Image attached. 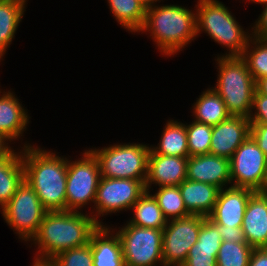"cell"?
I'll return each mask as SVG.
<instances>
[{"instance_id":"18","label":"cell","mask_w":267,"mask_h":266,"mask_svg":"<svg viewBox=\"0 0 267 266\" xmlns=\"http://www.w3.org/2000/svg\"><path fill=\"white\" fill-rule=\"evenodd\" d=\"M222 242L218 228L204 217L197 242L190 248L181 266H217L216 257Z\"/></svg>"},{"instance_id":"11","label":"cell","mask_w":267,"mask_h":266,"mask_svg":"<svg viewBox=\"0 0 267 266\" xmlns=\"http://www.w3.org/2000/svg\"><path fill=\"white\" fill-rule=\"evenodd\" d=\"M203 218L189 215L167 220L162 239L163 266H181L185 262L190 248L197 242Z\"/></svg>"},{"instance_id":"2","label":"cell","mask_w":267,"mask_h":266,"mask_svg":"<svg viewBox=\"0 0 267 266\" xmlns=\"http://www.w3.org/2000/svg\"><path fill=\"white\" fill-rule=\"evenodd\" d=\"M98 227L94 218L81 210L47 211L30 241L38 244L37 256L54 258L60 252L88 244Z\"/></svg>"},{"instance_id":"41","label":"cell","mask_w":267,"mask_h":266,"mask_svg":"<svg viewBox=\"0 0 267 266\" xmlns=\"http://www.w3.org/2000/svg\"><path fill=\"white\" fill-rule=\"evenodd\" d=\"M140 3H142L146 8L152 7L157 1L160 0H138Z\"/></svg>"},{"instance_id":"1","label":"cell","mask_w":267,"mask_h":266,"mask_svg":"<svg viewBox=\"0 0 267 266\" xmlns=\"http://www.w3.org/2000/svg\"><path fill=\"white\" fill-rule=\"evenodd\" d=\"M23 148L24 180L47 211H65L68 159L31 144Z\"/></svg>"},{"instance_id":"32","label":"cell","mask_w":267,"mask_h":266,"mask_svg":"<svg viewBox=\"0 0 267 266\" xmlns=\"http://www.w3.org/2000/svg\"><path fill=\"white\" fill-rule=\"evenodd\" d=\"M53 259L57 266H93L91 244L65 250Z\"/></svg>"},{"instance_id":"36","label":"cell","mask_w":267,"mask_h":266,"mask_svg":"<svg viewBox=\"0 0 267 266\" xmlns=\"http://www.w3.org/2000/svg\"><path fill=\"white\" fill-rule=\"evenodd\" d=\"M264 6L262 14H260L258 21L255 22L254 27H252L253 32L251 34L254 38L261 40H267V4H264Z\"/></svg>"},{"instance_id":"26","label":"cell","mask_w":267,"mask_h":266,"mask_svg":"<svg viewBox=\"0 0 267 266\" xmlns=\"http://www.w3.org/2000/svg\"><path fill=\"white\" fill-rule=\"evenodd\" d=\"M134 217L129 220V224L143 227L164 229L167 219L150 192L146 191L132 206Z\"/></svg>"},{"instance_id":"19","label":"cell","mask_w":267,"mask_h":266,"mask_svg":"<svg viewBox=\"0 0 267 266\" xmlns=\"http://www.w3.org/2000/svg\"><path fill=\"white\" fill-rule=\"evenodd\" d=\"M109 227L99 225L91 234L93 266H125L122 254V245L117 233ZM115 234V235H114Z\"/></svg>"},{"instance_id":"9","label":"cell","mask_w":267,"mask_h":266,"mask_svg":"<svg viewBox=\"0 0 267 266\" xmlns=\"http://www.w3.org/2000/svg\"><path fill=\"white\" fill-rule=\"evenodd\" d=\"M100 177L99 163L90 150L80 160H68L66 210L79 212L84 205L94 203Z\"/></svg>"},{"instance_id":"20","label":"cell","mask_w":267,"mask_h":266,"mask_svg":"<svg viewBox=\"0 0 267 266\" xmlns=\"http://www.w3.org/2000/svg\"><path fill=\"white\" fill-rule=\"evenodd\" d=\"M179 190L191 215L208 217L213 211L220 189L214 185L185 179Z\"/></svg>"},{"instance_id":"29","label":"cell","mask_w":267,"mask_h":266,"mask_svg":"<svg viewBox=\"0 0 267 266\" xmlns=\"http://www.w3.org/2000/svg\"><path fill=\"white\" fill-rule=\"evenodd\" d=\"M241 57L246 61L255 82L267 76V40L251 36Z\"/></svg>"},{"instance_id":"4","label":"cell","mask_w":267,"mask_h":266,"mask_svg":"<svg viewBox=\"0 0 267 266\" xmlns=\"http://www.w3.org/2000/svg\"><path fill=\"white\" fill-rule=\"evenodd\" d=\"M218 79L213 89L223 99L227 111L233 116L249 117L252 112L256 82L246 61L241 56H220Z\"/></svg>"},{"instance_id":"13","label":"cell","mask_w":267,"mask_h":266,"mask_svg":"<svg viewBox=\"0 0 267 266\" xmlns=\"http://www.w3.org/2000/svg\"><path fill=\"white\" fill-rule=\"evenodd\" d=\"M249 188L229 186L219 191L213 211L207 217L214 225L242 227L244 212L250 196Z\"/></svg>"},{"instance_id":"12","label":"cell","mask_w":267,"mask_h":266,"mask_svg":"<svg viewBox=\"0 0 267 266\" xmlns=\"http://www.w3.org/2000/svg\"><path fill=\"white\" fill-rule=\"evenodd\" d=\"M266 166L265 154L249 136L230 158L231 186L259 191L262 188Z\"/></svg>"},{"instance_id":"10","label":"cell","mask_w":267,"mask_h":266,"mask_svg":"<svg viewBox=\"0 0 267 266\" xmlns=\"http://www.w3.org/2000/svg\"><path fill=\"white\" fill-rule=\"evenodd\" d=\"M145 181L100 177L94 202L96 214L92 215L94 220L103 225L97 219L101 214L103 216L116 211L131 210L134 203L146 192Z\"/></svg>"},{"instance_id":"39","label":"cell","mask_w":267,"mask_h":266,"mask_svg":"<svg viewBox=\"0 0 267 266\" xmlns=\"http://www.w3.org/2000/svg\"><path fill=\"white\" fill-rule=\"evenodd\" d=\"M32 266H57L56 261L53 258L38 257L34 258Z\"/></svg>"},{"instance_id":"6","label":"cell","mask_w":267,"mask_h":266,"mask_svg":"<svg viewBox=\"0 0 267 266\" xmlns=\"http://www.w3.org/2000/svg\"><path fill=\"white\" fill-rule=\"evenodd\" d=\"M97 158L101 177L146 180L150 147L144 144H115L90 150Z\"/></svg>"},{"instance_id":"7","label":"cell","mask_w":267,"mask_h":266,"mask_svg":"<svg viewBox=\"0 0 267 266\" xmlns=\"http://www.w3.org/2000/svg\"><path fill=\"white\" fill-rule=\"evenodd\" d=\"M2 216L19 238L30 241L37 233L47 210L26 180L18 186L11 200L2 208Z\"/></svg>"},{"instance_id":"31","label":"cell","mask_w":267,"mask_h":266,"mask_svg":"<svg viewBox=\"0 0 267 266\" xmlns=\"http://www.w3.org/2000/svg\"><path fill=\"white\" fill-rule=\"evenodd\" d=\"M189 157L209 154L213 127L193 121L186 124Z\"/></svg>"},{"instance_id":"28","label":"cell","mask_w":267,"mask_h":266,"mask_svg":"<svg viewBox=\"0 0 267 266\" xmlns=\"http://www.w3.org/2000/svg\"><path fill=\"white\" fill-rule=\"evenodd\" d=\"M153 196L167 220L191 215L185 207L179 186L159 187Z\"/></svg>"},{"instance_id":"16","label":"cell","mask_w":267,"mask_h":266,"mask_svg":"<svg viewBox=\"0 0 267 266\" xmlns=\"http://www.w3.org/2000/svg\"><path fill=\"white\" fill-rule=\"evenodd\" d=\"M188 157H176L161 154H149L146 191L152 184L163 186H179L187 179Z\"/></svg>"},{"instance_id":"40","label":"cell","mask_w":267,"mask_h":266,"mask_svg":"<svg viewBox=\"0 0 267 266\" xmlns=\"http://www.w3.org/2000/svg\"><path fill=\"white\" fill-rule=\"evenodd\" d=\"M256 89L261 93L267 96V76L261 78L256 82Z\"/></svg>"},{"instance_id":"30","label":"cell","mask_w":267,"mask_h":266,"mask_svg":"<svg viewBox=\"0 0 267 266\" xmlns=\"http://www.w3.org/2000/svg\"><path fill=\"white\" fill-rule=\"evenodd\" d=\"M253 249L248 243L223 241L216 257V265L248 266Z\"/></svg>"},{"instance_id":"22","label":"cell","mask_w":267,"mask_h":266,"mask_svg":"<svg viewBox=\"0 0 267 266\" xmlns=\"http://www.w3.org/2000/svg\"><path fill=\"white\" fill-rule=\"evenodd\" d=\"M24 180V167L20 152H13L9 157L0 159V207L11 200L18 186Z\"/></svg>"},{"instance_id":"42","label":"cell","mask_w":267,"mask_h":266,"mask_svg":"<svg viewBox=\"0 0 267 266\" xmlns=\"http://www.w3.org/2000/svg\"><path fill=\"white\" fill-rule=\"evenodd\" d=\"M258 192H267V166L265 170L264 180L262 182V188Z\"/></svg>"},{"instance_id":"33","label":"cell","mask_w":267,"mask_h":266,"mask_svg":"<svg viewBox=\"0 0 267 266\" xmlns=\"http://www.w3.org/2000/svg\"><path fill=\"white\" fill-rule=\"evenodd\" d=\"M256 110L253 114L250 113V123H264L267 124V96L261 94L257 89L253 96L252 110Z\"/></svg>"},{"instance_id":"43","label":"cell","mask_w":267,"mask_h":266,"mask_svg":"<svg viewBox=\"0 0 267 266\" xmlns=\"http://www.w3.org/2000/svg\"><path fill=\"white\" fill-rule=\"evenodd\" d=\"M251 1L252 3L255 2L256 4L259 3V4H267V0H249Z\"/></svg>"},{"instance_id":"5","label":"cell","mask_w":267,"mask_h":266,"mask_svg":"<svg viewBox=\"0 0 267 266\" xmlns=\"http://www.w3.org/2000/svg\"><path fill=\"white\" fill-rule=\"evenodd\" d=\"M197 4V36L198 33L205 31L211 39L225 46L229 52L221 56H242L251 34L243 30L228 8L221 2L198 0Z\"/></svg>"},{"instance_id":"38","label":"cell","mask_w":267,"mask_h":266,"mask_svg":"<svg viewBox=\"0 0 267 266\" xmlns=\"http://www.w3.org/2000/svg\"><path fill=\"white\" fill-rule=\"evenodd\" d=\"M6 140L10 141V139L0 132V159L9 157L15 151L10 147V145L8 146V142H6Z\"/></svg>"},{"instance_id":"44","label":"cell","mask_w":267,"mask_h":266,"mask_svg":"<svg viewBox=\"0 0 267 266\" xmlns=\"http://www.w3.org/2000/svg\"><path fill=\"white\" fill-rule=\"evenodd\" d=\"M261 193H263L267 197V192H261Z\"/></svg>"},{"instance_id":"34","label":"cell","mask_w":267,"mask_h":266,"mask_svg":"<svg viewBox=\"0 0 267 266\" xmlns=\"http://www.w3.org/2000/svg\"><path fill=\"white\" fill-rule=\"evenodd\" d=\"M250 136L258 144L267 158V124L251 123Z\"/></svg>"},{"instance_id":"15","label":"cell","mask_w":267,"mask_h":266,"mask_svg":"<svg viewBox=\"0 0 267 266\" xmlns=\"http://www.w3.org/2000/svg\"><path fill=\"white\" fill-rule=\"evenodd\" d=\"M187 179L211 184L221 190L231 184L230 159L212 154L188 157Z\"/></svg>"},{"instance_id":"3","label":"cell","mask_w":267,"mask_h":266,"mask_svg":"<svg viewBox=\"0 0 267 266\" xmlns=\"http://www.w3.org/2000/svg\"><path fill=\"white\" fill-rule=\"evenodd\" d=\"M151 33L163 55H173L197 36L196 13L178 5H153L146 9L140 32Z\"/></svg>"},{"instance_id":"17","label":"cell","mask_w":267,"mask_h":266,"mask_svg":"<svg viewBox=\"0 0 267 266\" xmlns=\"http://www.w3.org/2000/svg\"><path fill=\"white\" fill-rule=\"evenodd\" d=\"M247 243L253 248H267V197L255 191L249 198L242 223Z\"/></svg>"},{"instance_id":"24","label":"cell","mask_w":267,"mask_h":266,"mask_svg":"<svg viewBox=\"0 0 267 266\" xmlns=\"http://www.w3.org/2000/svg\"><path fill=\"white\" fill-rule=\"evenodd\" d=\"M193 106L194 121L212 127L231 116L223 99L212 88L204 91Z\"/></svg>"},{"instance_id":"35","label":"cell","mask_w":267,"mask_h":266,"mask_svg":"<svg viewBox=\"0 0 267 266\" xmlns=\"http://www.w3.org/2000/svg\"><path fill=\"white\" fill-rule=\"evenodd\" d=\"M218 228V232L221 234L223 241L232 243H247L242 227L228 228L222 225H215Z\"/></svg>"},{"instance_id":"23","label":"cell","mask_w":267,"mask_h":266,"mask_svg":"<svg viewBox=\"0 0 267 266\" xmlns=\"http://www.w3.org/2000/svg\"><path fill=\"white\" fill-rule=\"evenodd\" d=\"M159 146H151L149 154L189 157L186 125L170 120L162 131Z\"/></svg>"},{"instance_id":"14","label":"cell","mask_w":267,"mask_h":266,"mask_svg":"<svg viewBox=\"0 0 267 266\" xmlns=\"http://www.w3.org/2000/svg\"><path fill=\"white\" fill-rule=\"evenodd\" d=\"M250 128L248 117L233 115L213 126L209 154L230 159L250 136Z\"/></svg>"},{"instance_id":"25","label":"cell","mask_w":267,"mask_h":266,"mask_svg":"<svg viewBox=\"0 0 267 266\" xmlns=\"http://www.w3.org/2000/svg\"><path fill=\"white\" fill-rule=\"evenodd\" d=\"M25 4L20 0H0V61L15 36Z\"/></svg>"},{"instance_id":"37","label":"cell","mask_w":267,"mask_h":266,"mask_svg":"<svg viewBox=\"0 0 267 266\" xmlns=\"http://www.w3.org/2000/svg\"><path fill=\"white\" fill-rule=\"evenodd\" d=\"M248 266H267V248H254Z\"/></svg>"},{"instance_id":"27","label":"cell","mask_w":267,"mask_h":266,"mask_svg":"<svg viewBox=\"0 0 267 266\" xmlns=\"http://www.w3.org/2000/svg\"><path fill=\"white\" fill-rule=\"evenodd\" d=\"M110 11L116 21L131 32H140L145 17L146 7L138 0H108Z\"/></svg>"},{"instance_id":"21","label":"cell","mask_w":267,"mask_h":266,"mask_svg":"<svg viewBox=\"0 0 267 266\" xmlns=\"http://www.w3.org/2000/svg\"><path fill=\"white\" fill-rule=\"evenodd\" d=\"M18 100L9 90L0 96V132L10 142L22 136L29 123L28 114Z\"/></svg>"},{"instance_id":"8","label":"cell","mask_w":267,"mask_h":266,"mask_svg":"<svg viewBox=\"0 0 267 266\" xmlns=\"http://www.w3.org/2000/svg\"><path fill=\"white\" fill-rule=\"evenodd\" d=\"M116 233L122 245L125 266H156L158 263L163 266V229L127 223Z\"/></svg>"}]
</instances>
